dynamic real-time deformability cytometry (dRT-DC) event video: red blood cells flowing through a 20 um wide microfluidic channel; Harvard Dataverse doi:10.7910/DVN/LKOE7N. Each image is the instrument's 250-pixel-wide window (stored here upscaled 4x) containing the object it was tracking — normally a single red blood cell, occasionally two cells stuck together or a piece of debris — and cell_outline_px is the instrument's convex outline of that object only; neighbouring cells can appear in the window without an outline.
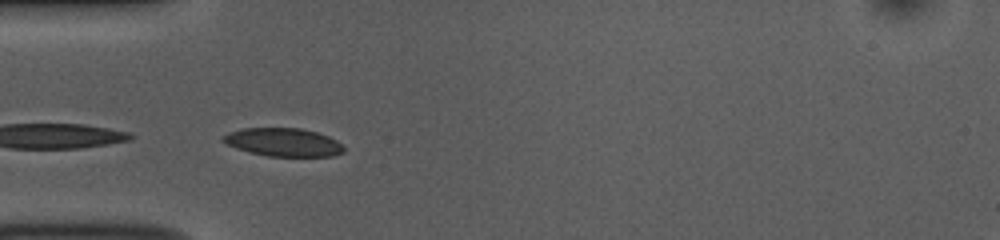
{"species": "common noctule bat (a hibernating species)", "species_latin": "Nyctalus noctula", "temperature_condition": "room temperature", "stored_images_in_passage": 8, "camera_frame_rate_fps": 3000, "um_per_image_px": 0.085, "animal": {"sex": "female", "body_mass_g": 10.0, "forearm_length_mm": 53.1}, "frame": {"image": 1, "passage_image": 1, "time_ms": 0.0, "image_size_px": [1000, 240], "cell_outline_px": [[344, 152], [332, 156], [268, 156], [248, 152], [236, 148], [220, 140], [220, 136], [228, 132], [244, 128], [300, 128], [316, 132], [328, 136], [336, 140], [344, 148]], "centroid_in_image_um": [24.04, 12.09], "position_along_channel_um": 61.0, "area_um2": 19.88}}